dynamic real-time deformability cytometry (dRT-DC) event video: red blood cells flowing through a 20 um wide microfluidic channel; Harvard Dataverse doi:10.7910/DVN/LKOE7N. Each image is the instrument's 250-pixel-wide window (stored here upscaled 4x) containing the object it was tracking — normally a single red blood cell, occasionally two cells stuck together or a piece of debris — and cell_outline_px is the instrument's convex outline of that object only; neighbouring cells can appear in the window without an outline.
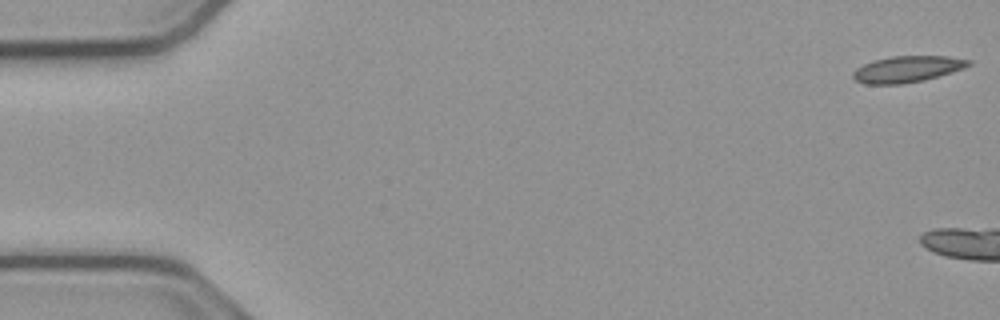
{"species": "common noctule bat (a hibernating species)", "species_latin": "Nyctalus noctula", "temperature_condition": "cold", "stored_images_in_passage": 6, "camera_frame_rate_fps": 3000, "um_per_image_px": 0.085, "animal": {"sex": "male", "body_mass_g": 23.1, "forearm_length_mm": 52.7}, "frame": {"image": 1, "passage_image": 1, "time_ms": 0.0, "image_size_px": [1000, 320], "cell_outline_px": [[972, 64], [964, 68], [924, 80], [900, 84], [864, 84], [856, 80], [852, 76], [852, 72], [856, 68], [872, 60], [892, 56], [948, 56], [972, 60]], "centroid_in_image_um": [77.1, 5.87], "position_along_channel_um": 7.9, "area_um2": 17.74}}